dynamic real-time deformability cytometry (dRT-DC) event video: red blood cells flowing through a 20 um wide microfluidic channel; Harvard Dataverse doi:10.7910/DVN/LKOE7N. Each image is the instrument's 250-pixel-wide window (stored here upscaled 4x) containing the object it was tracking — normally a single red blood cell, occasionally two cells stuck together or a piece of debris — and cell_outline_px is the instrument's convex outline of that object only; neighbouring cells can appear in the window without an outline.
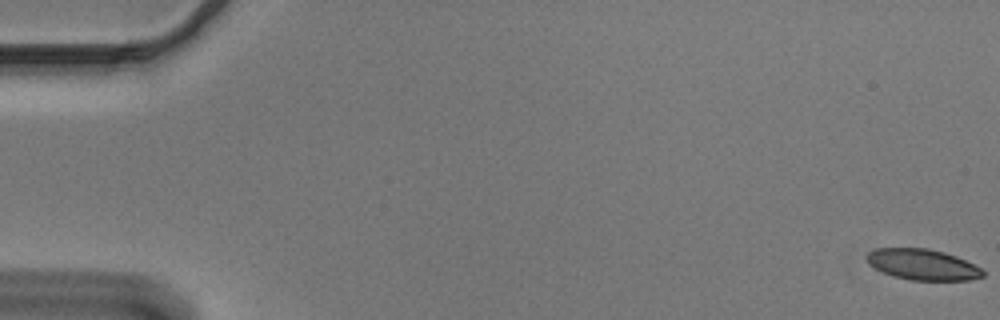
{"species": "Egyptian fruit bat (a non-hibernating species)", "species_latin": "Rousettus aegyptiacus", "temperature_condition": "cold", "stored_images_in_passage": 18, "camera_frame_rate_fps": 3000, "um_per_image_px": 0.085, "animal": {"sex": "male"}, "frame": {"image": 1, "passage_image": 1, "time_ms": 0.0, "image_size_px": [1000, 320], "cell_outline_px": [[984, 276], [968, 280], [912, 280], [896, 276], [884, 272], [868, 264], [864, 260], [864, 256], [868, 252], [876, 248], [928, 248], [944, 252], [956, 256], [980, 268], [984, 272]], "centroid_in_image_um": [78.38, 22.47], "position_along_channel_um": 6.6, "area_um2": 20.75}}